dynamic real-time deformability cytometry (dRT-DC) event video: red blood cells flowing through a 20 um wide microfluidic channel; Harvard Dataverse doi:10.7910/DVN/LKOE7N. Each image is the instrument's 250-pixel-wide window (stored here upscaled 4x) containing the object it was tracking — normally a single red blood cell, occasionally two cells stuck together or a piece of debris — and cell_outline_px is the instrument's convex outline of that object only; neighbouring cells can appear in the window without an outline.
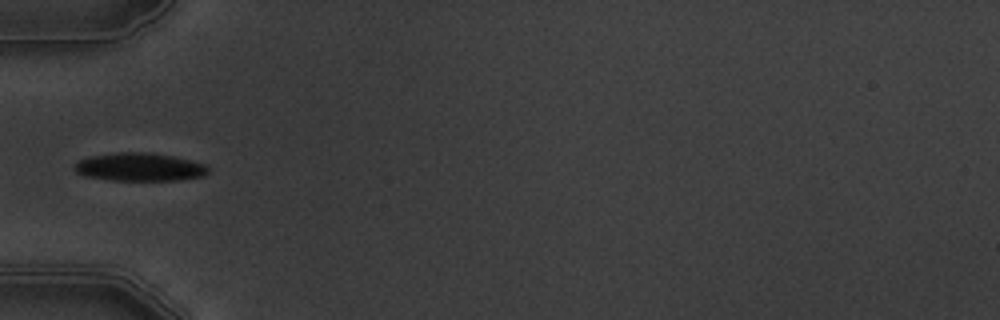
{"species": "common noctule bat (a hibernating species)", "species_latin": "Nyctalus noctula", "temperature_condition": "warm", "stored_images_in_passage": 5, "camera_frame_rate_fps": 3000, "um_per_image_px": 0.085, "animal": {"sex": "male", "body_mass_g": 19.5, "forearm_length_mm": 54.6}, "frame": {"image": 1, "passage_image": 5, "time_ms": 5.333, "image_size_px": [1000, 320], "cell_outline_px": [[208, 172], [204, 176], [180, 180], [108, 180], [84, 176], [76, 172], [72, 168], [80, 160], [92, 156], [116, 152], [144, 152], [172, 156], [204, 164], [208, 168]], "centroid_in_image_um": [11.83, 14.2], "position_along_channel_um": 73.2, "area_um2": 21.79}}